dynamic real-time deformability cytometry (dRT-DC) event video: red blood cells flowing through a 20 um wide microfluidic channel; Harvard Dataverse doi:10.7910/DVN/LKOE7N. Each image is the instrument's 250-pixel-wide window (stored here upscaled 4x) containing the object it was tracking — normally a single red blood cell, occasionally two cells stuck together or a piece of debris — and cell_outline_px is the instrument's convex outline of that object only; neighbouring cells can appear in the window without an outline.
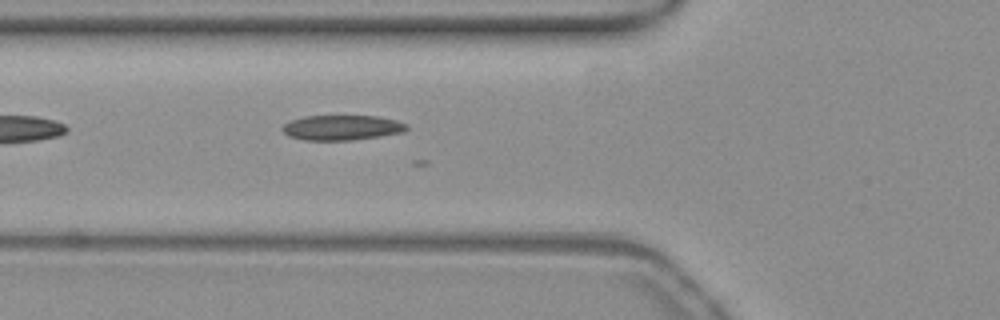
{"species": "common noctule bat (a hibernating species)", "species_latin": "Nyctalus noctula", "temperature_condition": "warm", "stored_images_in_passage": 7, "camera_frame_rate_fps": 3000, "um_per_image_px": 0.085, "animal": {"sex": "female", "body_mass_g": 19.3, "forearm_length_mm": 54.1}, "frame": {"image": 1, "passage_image": 2, "time_ms": 0.333, "image_size_px": [1000, 320], "cell_outline_px": [[408, 128], [404, 132], [380, 136], [352, 140], [304, 140], [288, 136], [280, 128], [284, 124], [292, 120], [304, 116], [376, 116], [396, 120], [408, 124]], "centroid_in_image_um": [29.06, 10.85], "position_along_channel_um": 96.7, "area_um2": 18.15}}